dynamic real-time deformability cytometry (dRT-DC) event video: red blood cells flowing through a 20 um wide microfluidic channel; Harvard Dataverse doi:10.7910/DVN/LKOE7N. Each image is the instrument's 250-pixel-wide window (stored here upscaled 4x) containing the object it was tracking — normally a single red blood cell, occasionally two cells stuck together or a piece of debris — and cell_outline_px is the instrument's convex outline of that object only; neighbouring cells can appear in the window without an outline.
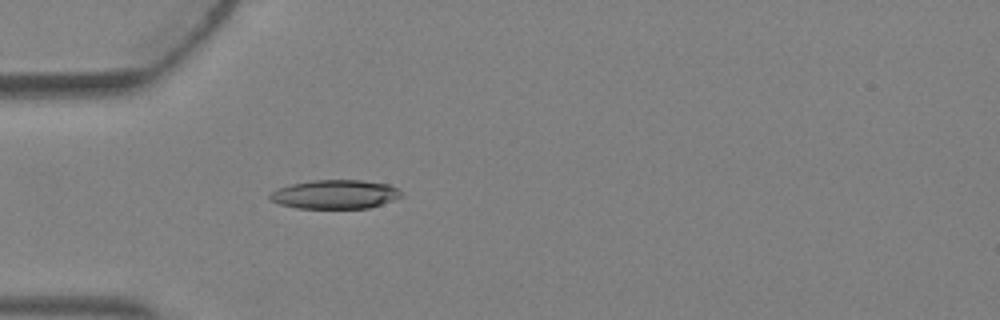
{"species": "Egyptian fruit bat (a non-hibernating species)", "species_latin": "Rousettus aegyptiacus", "temperature_condition": "warm", "stored_images_in_passage": 3, "camera_frame_rate_fps": 3000, "um_per_image_px": 0.085, "animal": {"sex": "female"}, "frame": {"image": 1, "passage_image": 3, "time_ms": 0.667, "image_size_px": [1000, 320], "cell_outline_px": [[404, 196], [368, 208], [296, 208], [280, 204], [272, 200], [268, 196], [272, 192], [280, 188], [292, 184], [312, 180], [360, 180], [388, 184], [396, 188]], "centroid_in_image_um": [28.49, 16.52], "position_along_channel_um": 56.5, "area_um2": 21.85}}